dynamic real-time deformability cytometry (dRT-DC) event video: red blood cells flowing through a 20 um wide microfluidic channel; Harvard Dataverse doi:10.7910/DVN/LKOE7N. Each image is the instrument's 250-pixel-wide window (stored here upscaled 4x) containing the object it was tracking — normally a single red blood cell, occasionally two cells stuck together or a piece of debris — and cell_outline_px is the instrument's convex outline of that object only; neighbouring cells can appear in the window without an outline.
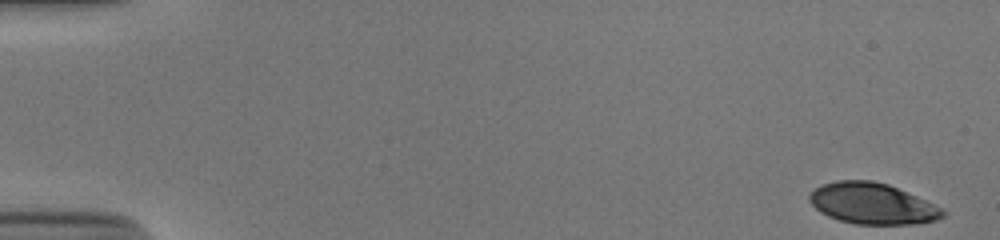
{"species": "human", "species_latin": "Homo sapiens", "temperature_condition": "cold", "stored_images_in_passage": 53, "camera_frame_rate_fps": 3000, "um_per_image_px": 0.085, "donor": {"sex": "male"}, "frame": {"image": 1, "passage_image": 1, "time_ms": 0.0, "image_size_px": [1000, 240], "cell_outline_px": [[948, 212], [944, 216], [936, 220], [920, 224], [856, 224], [840, 220], [828, 216], [820, 212], [808, 200], [808, 196], [820, 184], [836, 180], [872, 180], [888, 184], [916, 196]], "centroid_in_image_um": [74.13, 17.3], "position_along_channel_um": 10.9, "area_um2": 31.85}}
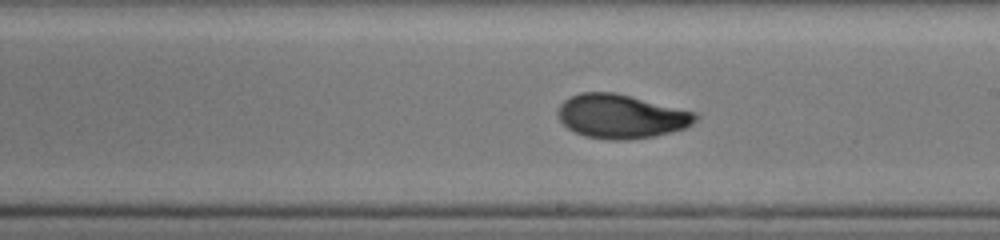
{"frame": {"image": 2, "passage_image": 31, "time_ms": 10.0, "image_size_px": [1000, 240], "cell_outline_px": [[700, 116], [692, 124], [684, 128], [652, 136], [624, 140], [612, 140], [584, 136], [568, 128], [560, 120], [556, 112], [560, 104], [564, 100], [580, 92], [612, 92], [700, 112]], "centroid_in_image_um": [52.82, 9.88], "position_along_channel_um": 236.2, "area_um2": 35.2}}
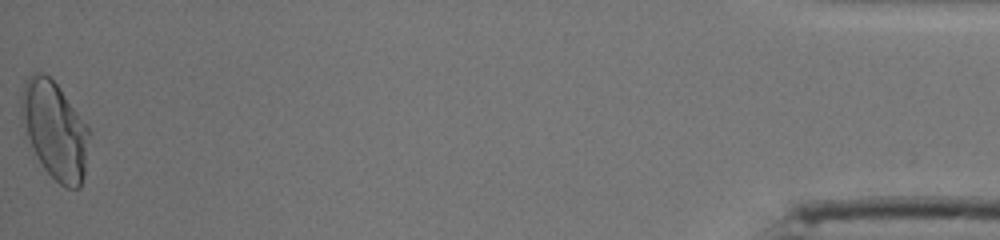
{"frame": {"image": 3, "passage_image": 53, "time_ms": 17.333, "image_size_px": [1000, 240], "cell_outline_px": [[92, 132], [84, 176], [80, 188], [64, 188], [44, 168], [36, 156], [24, 132], [20, 116], [20, 96], [24, 80], [32, 72], [40, 72], [48, 76], [60, 88], [88, 124]], "centroid_in_image_um": [4.67, 11.04], "position_along_channel_um": 430.5, "area_um2": 39.42}, "authors_computed_cell_mechanics": {"area_um2": 34.4488, "velocity_mm_per_s": 3.8573, "shape_relaxation_time_tau1_ms": 6.211, "shape_relaxation_time_tau2_ms": 1.3284, "deformation_change_tau1": 0.211, "deformation_change_tau2": 0.0571}}